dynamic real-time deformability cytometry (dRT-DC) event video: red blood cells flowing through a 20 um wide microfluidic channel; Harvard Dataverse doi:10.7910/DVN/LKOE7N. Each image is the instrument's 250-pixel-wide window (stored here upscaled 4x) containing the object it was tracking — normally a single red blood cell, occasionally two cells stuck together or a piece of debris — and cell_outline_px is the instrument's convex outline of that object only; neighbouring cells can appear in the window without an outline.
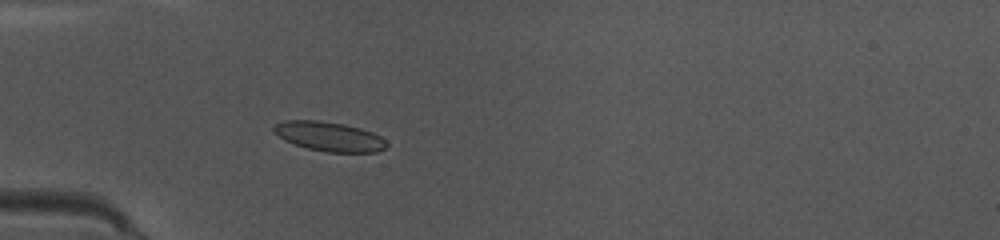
{"species": "common noctule bat (a hibernating species)", "species_latin": "Nyctalus noctula", "temperature_condition": "warm", "stored_images_in_passage": 36, "camera_frame_rate_fps": 3000, "um_per_image_px": 0.085, "animal": {"sex": "female", "body_mass_g": 10.0, "forearm_length_mm": 53.1}, "frame": {"image": 1, "passage_image": 1, "time_ms": 0.0, "image_size_px": [1000, 240], "cell_outline_px": [[388, 144], [384, 148], [376, 152], [328, 152], [308, 148], [284, 140], [272, 128], [276, 124], [284, 120], [320, 120], [344, 124], [360, 128], [372, 132], [380, 136]], "centroid_in_image_um": [27.99, 11.59], "position_along_channel_um": 57.0, "area_um2": 19.13}}
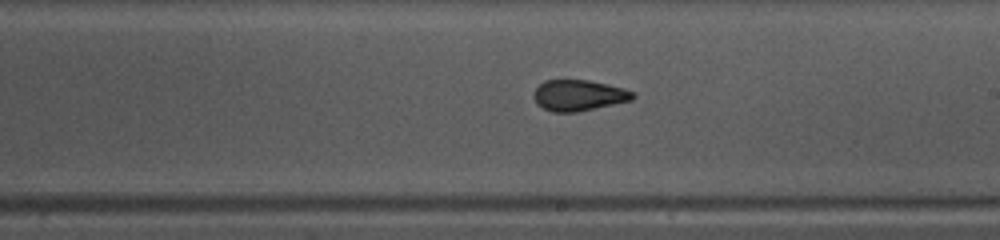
{"frame": {"image": 2, "passage_image": 15, "time_ms": 4.667, "image_size_px": [1000, 240], "cell_outline_px": [[636, 96], [632, 100], [576, 112], [552, 112], [536, 104], [532, 96], [532, 92], [544, 80], [588, 80], [608, 84], [624, 88], [636, 92]], "centroid_in_image_um": [49.18, 8.1], "position_along_channel_um": 239.8, "area_um2": 18.03}}
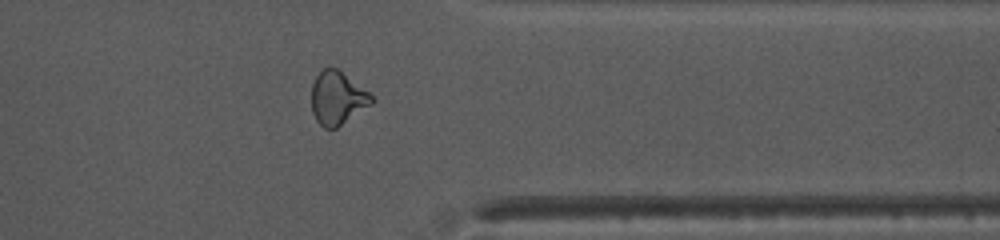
{"frame": {"image": 3, "passage_image": 26, "time_ms": 8.333, "image_size_px": [1000, 240], "cell_outline_px": [[376, 100], [372, 104], [336, 128], [324, 128], [316, 120], [312, 112], [312, 84], [316, 76], [324, 68], [336, 68], [368, 92]], "centroid_in_image_um": [28.67, 8.35], "position_along_channel_um": 382.7, "area_um2": 18.32}, "authors_computed_cell_mechanics": {"area_um2": 18.3226, "velocity_mm_per_s": 4.0304, "shape_relaxation_time_tau1_ms": null, "shape_relaxation_time_tau2_ms": 1.3728, "deformation_change_tau1": null, "deformation_change_tau2": 0.0878}}